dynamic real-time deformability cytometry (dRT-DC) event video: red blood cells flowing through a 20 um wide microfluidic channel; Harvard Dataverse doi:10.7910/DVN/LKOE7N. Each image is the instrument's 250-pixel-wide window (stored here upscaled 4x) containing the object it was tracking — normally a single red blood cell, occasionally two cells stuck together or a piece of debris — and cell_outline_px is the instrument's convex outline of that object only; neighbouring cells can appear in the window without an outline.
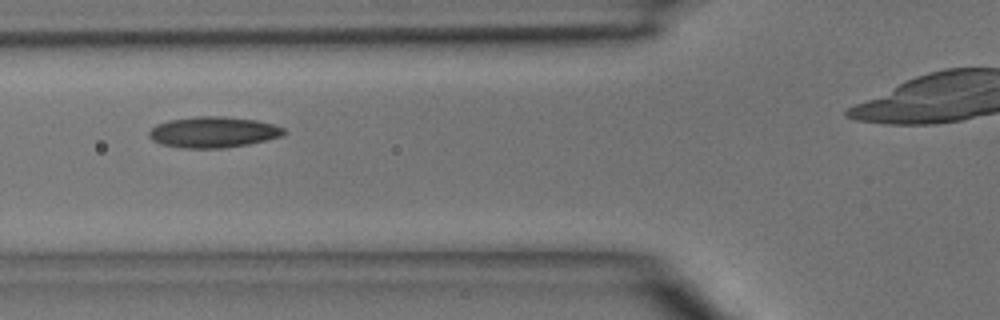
{"species": "common noctule bat (a hibernating species)", "species_latin": "Nyctalus noctula", "temperature_condition": "room temperature", "stored_images_in_passage": 34, "camera_frame_rate_fps": 3000, "um_per_image_px": 0.085, "animal": {"sex": "male", "body_mass_g": 15.6}, "frame": {"image": 1, "passage_image": 10, "time_ms": 3.0, "image_size_px": [1000, 320], "cell_outline_px": [[288, 132], [284, 136], [248, 144], [224, 148], [180, 148], [160, 144], [152, 140], [148, 136], [148, 132], [156, 124], [168, 120], [196, 116], [220, 116], [256, 120], [272, 124], [284, 128]], "centroid_in_image_um": [18.12, 11.23], "position_along_channel_um": 107.7, "area_um2": 24.51}}